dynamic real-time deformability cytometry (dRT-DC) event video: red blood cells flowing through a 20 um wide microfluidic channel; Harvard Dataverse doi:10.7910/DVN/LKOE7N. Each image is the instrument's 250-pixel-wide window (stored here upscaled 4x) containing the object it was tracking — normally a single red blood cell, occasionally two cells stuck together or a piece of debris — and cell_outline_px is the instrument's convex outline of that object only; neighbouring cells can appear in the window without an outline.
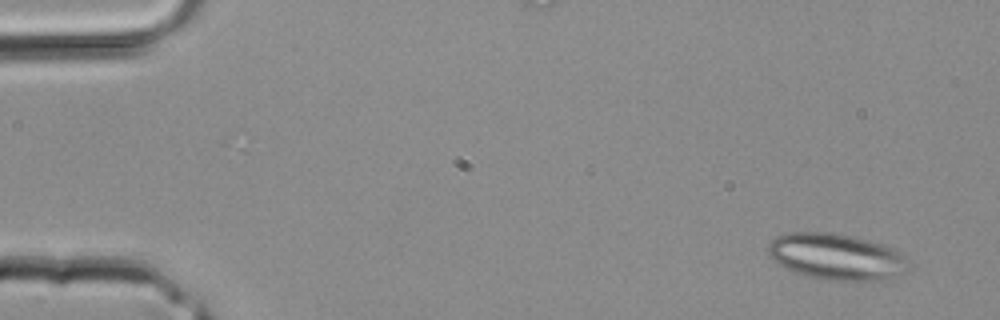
{"species": "common noctule bat (a hibernating species)", "species_latin": "Nyctalus noctula", "temperature_condition": "room temperature", "stored_images_in_passage": 3, "camera_frame_rate_fps": 3000, "um_per_image_px": 0.085, "animal": {"sex": "male", "body_mass_g": 20.4}, "frame": {"image": 1, "passage_image": 1, "time_ms": 0.0, "image_size_px": [1000, 320], "cell_outline_px": [[912, 272], [876, 280], [832, 280], [808, 276], [796, 272], [776, 264], [768, 256], [768, 244], [776, 236], [788, 232], [832, 232], [852, 236], [868, 240], [904, 252], [912, 268]], "centroid_in_image_um": [71.13, 21.81], "position_along_channel_um": 13.9, "area_um2": 38.26}}